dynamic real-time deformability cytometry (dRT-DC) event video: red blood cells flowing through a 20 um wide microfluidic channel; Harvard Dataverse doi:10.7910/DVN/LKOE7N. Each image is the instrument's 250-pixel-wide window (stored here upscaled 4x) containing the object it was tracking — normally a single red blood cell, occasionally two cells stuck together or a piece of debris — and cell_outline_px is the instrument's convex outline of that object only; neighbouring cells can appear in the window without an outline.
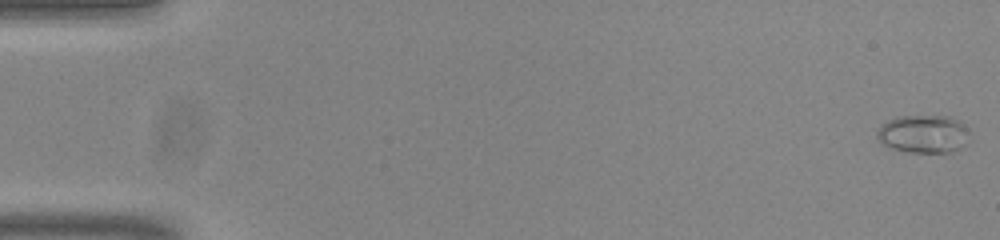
{"species": "common noctule bat (a hibernating species)", "species_latin": "Nyctalus noctula", "temperature_condition": "room temperature", "stored_images_in_passage": 53, "camera_frame_rate_fps": 3000, "um_per_image_px": 0.085, "animal": {"sex": "male", "body_mass_g": 20.0, "forearm_length_mm": 53.3}, "frame": {"image": 1, "passage_image": 1, "time_ms": 0.0, "image_size_px": [1000, 240], "cell_outline_px": [[972, 140], [960, 148], [952, 152], [908, 152], [892, 148], [884, 144], [876, 136], [876, 132], [888, 120], [900, 116], [952, 116], [960, 120], [968, 128]], "centroid_in_image_um": [78.59, 11.38], "position_along_channel_um": 6.4, "area_um2": 20.75}}
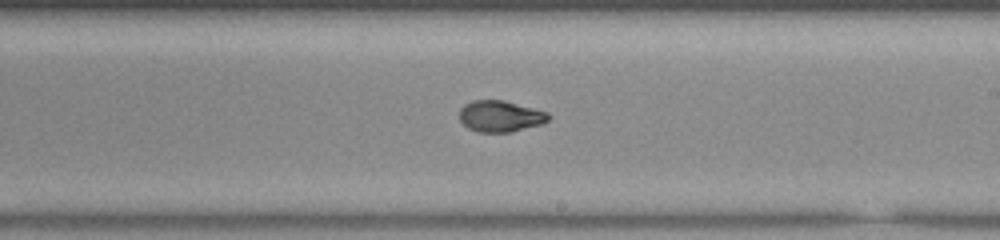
{"frame": {"image": 2, "passage_image": 32, "time_ms": 10.333, "image_size_px": [1000, 240], "cell_outline_px": [[552, 116], [548, 120], [540, 124], [508, 132], [476, 132], [468, 128], [460, 120], [460, 108], [464, 104], [472, 100], [504, 100], [548, 112]], "centroid_in_image_um": [42.51, 9.87], "position_along_channel_um": 246.5, "area_um2": 16.18}}
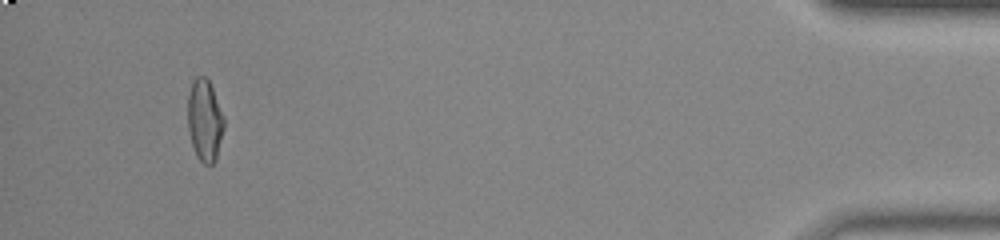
{"frame": {"image": 3, "passage_image": 51, "time_ms": 16.667, "image_size_px": [1000, 240], "cell_outline_px": [[224, 128], [216, 160], [212, 164], [204, 164], [196, 156], [192, 144], [188, 128], [188, 96], [192, 84], [196, 76], [204, 76], [208, 80], [212, 88], [224, 116]], "centroid_in_image_um": [17.41, 10.25], "position_along_channel_um": 417.8, "area_um2": 17.17}}